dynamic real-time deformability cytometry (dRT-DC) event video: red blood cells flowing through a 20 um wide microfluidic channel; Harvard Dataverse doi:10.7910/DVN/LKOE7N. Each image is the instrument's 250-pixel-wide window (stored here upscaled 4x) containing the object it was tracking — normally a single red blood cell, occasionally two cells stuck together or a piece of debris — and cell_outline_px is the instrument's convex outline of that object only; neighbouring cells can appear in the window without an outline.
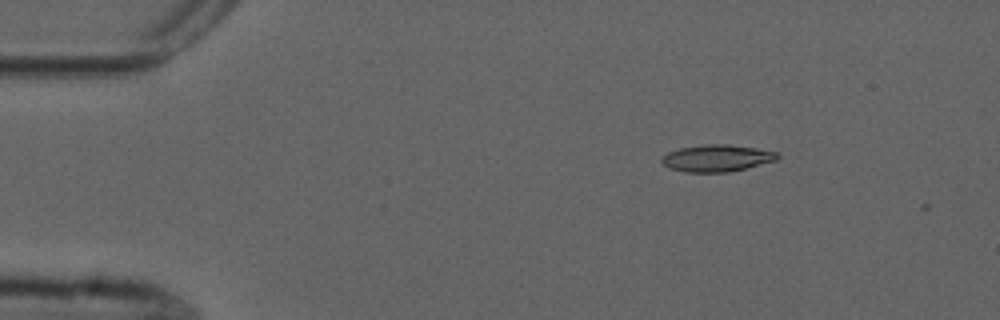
{"species": "common noctule bat (a hibernating species)", "species_latin": "Nyctalus noctula", "temperature_condition": "cold", "stored_images_in_passage": 3, "camera_frame_rate_fps": 3000, "um_per_image_px": 0.085, "animal": {"sex": "male", "forearm_length_mm": 52.5}, "frame": {"image": 1, "passage_image": 2, "time_ms": 0.333, "image_size_px": [1000, 320], "cell_outline_px": [[780, 156], [776, 160], [728, 172], [684, 172], [668, 168], [660, 160], [668, 152], [680, 148], [704, 144], [728, 144], [756, 148], [776, 152]], "centroid_in_image_um": [60.9, 13.44], "position_along_channel_um": 24.1, "area_um2": 17.98}}